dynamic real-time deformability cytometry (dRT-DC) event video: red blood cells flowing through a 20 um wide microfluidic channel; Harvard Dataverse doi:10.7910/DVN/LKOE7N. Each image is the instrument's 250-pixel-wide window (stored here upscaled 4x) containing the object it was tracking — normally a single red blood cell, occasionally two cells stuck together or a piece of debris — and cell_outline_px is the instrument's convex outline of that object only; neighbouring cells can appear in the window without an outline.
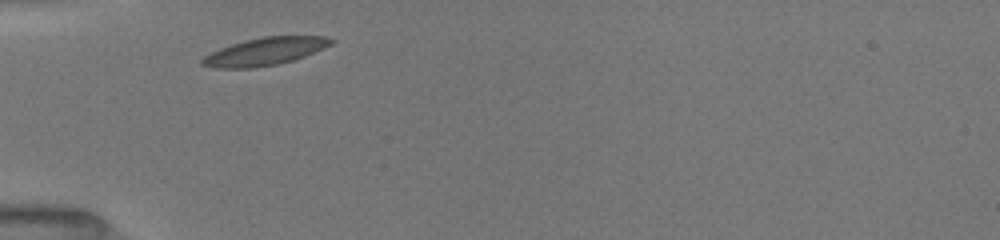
{"species": "common noctule bat (a hibernating species)", "species_latin": "Nyctalus noctula", "temperature_condition": "room temperature", "stored_images_in_passage": 37, "camera_frame_rate_fps": 3000, "um_per_image_px": 0.085, "animal": {"sex": "female", "body_mass_g": 19.5, "forearm_length_mm": 54.1}, "frame": {"image": 1, "passage_image": 1, "time_ms": 0.0, "image_size_px": [1000, 240], "cell_outline_px": [[336, 40], [332, 44], [304, 56], [292, 60], [276, 64], [252, 68], [212, 68], [200, 64], [200, 60], [204, 56], [220, 48], [244, 40], [264, 36], [324, 36]], "centroid_in_image_um": [22.49, 4.37], "position_along_channel_um": 62.5, "area_um2": 20.63}}
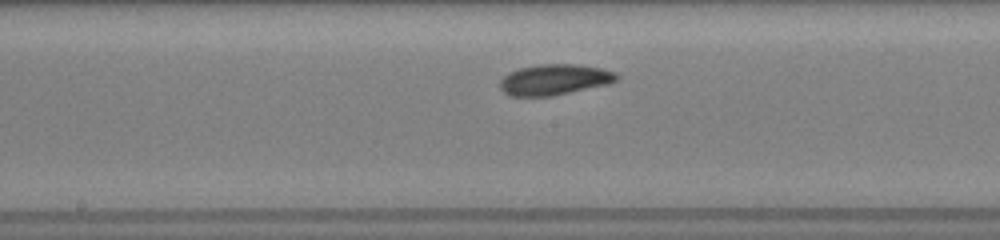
{"frame": {"image": 2, "passage_image": 13, "time_ms": 3.667, "image_size_px": [1000, 240], "cell_outline_px": [[620, 76], [616, 80], [608, 84], [552, 96], [512, 96], [504, 92], [500, 88], [500, 80], [508, 72], [520, 68], [540, 64], [580, 64], [600, 68], [616, 72]], "centroid_in_image_um": [47.13, 6.76], "position_along_channel_um": 201.1, "area_um2": 20.92}}
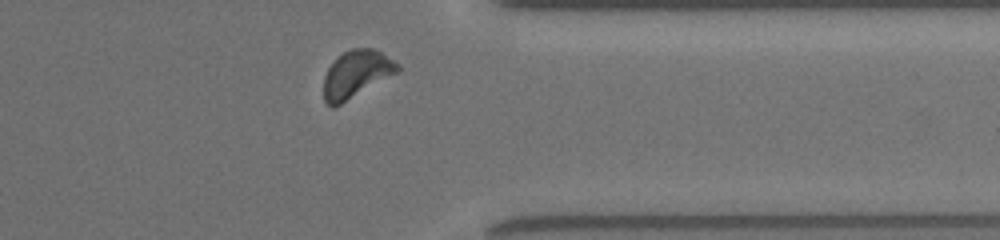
{"frame": {"image": 3, "passage_image": 33, "time_ms": 8.333, "image_size_px": [1000, 240], "cell_outline_px": [[400, 72], [340, 104], [332, 108], [324, 100], [324, 76], [328, 68], [336, 56], [352, 48], [372, 48], [380, 52], [400, 64]], "centroid_in_image_um": [30.3, 6.29], "position_along_channel_um": 381.1, "area_um2": 20.4}, "authors_computed_cell_mechanics": {"area_um2": 19.941, "velocity_mm_per_s": 3.9426, "shape_relaxation_time_tau1_ms": 2.5889, "shape_relaxation_time_tau2_ms": null, "deformation_change_tau1": 0.1143, "deformation_change_tau2": null}}